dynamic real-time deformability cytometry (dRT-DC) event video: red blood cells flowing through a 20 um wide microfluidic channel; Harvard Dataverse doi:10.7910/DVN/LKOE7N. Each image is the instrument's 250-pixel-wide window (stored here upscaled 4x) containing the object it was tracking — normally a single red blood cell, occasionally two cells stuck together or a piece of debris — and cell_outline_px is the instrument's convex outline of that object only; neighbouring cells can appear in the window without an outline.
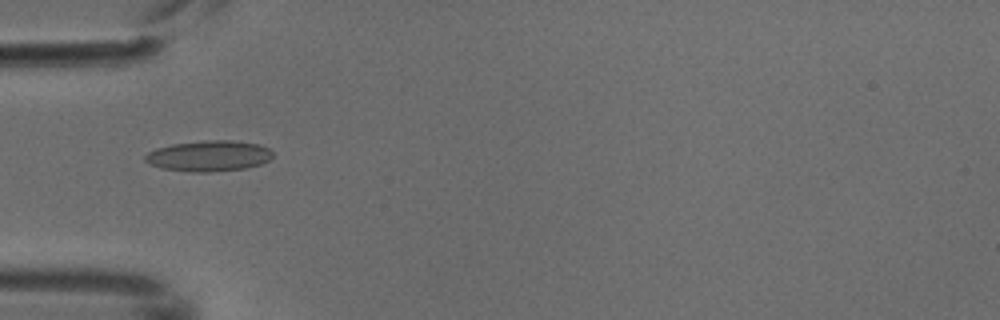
{"species": "common noctule bat (a hibernating species)", "species_latin": "Nyctalus noctula", "temperature_condition": "cold", "stored_images_in_passage": 1, "camera_frame_rate_fps": 3000, "um_per_image_px": 0.085, "animal": {"sex": "male", "body_mass_g": 18.8}, "frame": {"image": 1, "passage_image": 1, "time_ms": 0.0, "image_size_px": [1000, 320], "cell_outline_px": [[272, 156], [268, 160], [260, 164], [244, 168], [208, 172], [192, 172], [160, 168], [148, 164], [144, 160], [144, 156], [148, 152], [156, 148], [172, 144], [204, 140], [232, 140], [260, 144], [268, 148], [272, 152]], "centroid_in_image_um": [17.71, 13.25], "position_along_channel_um": 67.3, "area_um2": 22.95}}